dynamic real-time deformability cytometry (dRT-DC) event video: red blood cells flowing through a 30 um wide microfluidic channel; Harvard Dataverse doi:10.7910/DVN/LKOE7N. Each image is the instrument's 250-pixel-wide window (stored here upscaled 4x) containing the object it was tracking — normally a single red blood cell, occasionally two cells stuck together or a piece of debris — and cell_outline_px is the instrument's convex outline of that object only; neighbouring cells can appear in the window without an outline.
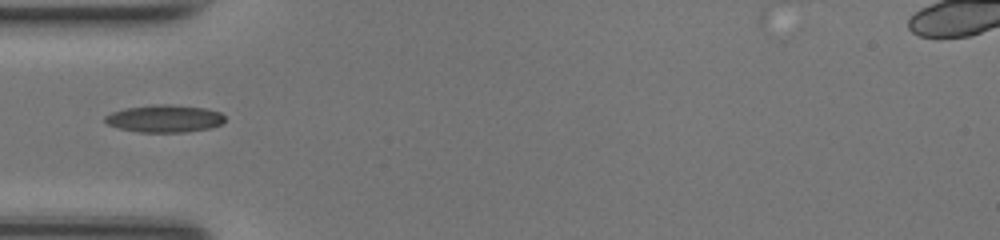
{"species": "common noctule bat (a hibernating species)", "species_latin": "Nyctalus noctula", "temperature_condition": "room temperature", "stored_images_in_passage": 29, "camera_frame_rate_fps": 3000, "um_per_image_px": 0.085, "animal": {"sex": "female", "body_mass_g": 17.0, "forearm_length_mm": 48.0}, "frame": {"image": 1, "passage_image": 1, "time_ms": 0.0, "image_size_px": [1000, 240], "cell_outline_px": [[224, 120], [220, 124], [212, 128], [184, 132], [140, 132], [120, 128], [108, 124], [104, 120], [104, 116], [112, 112], [124, 108], [152, 104], [168, 104], [204, 108], [220, 112], [224, 116]], "centroid_in_image_um": [13.97, 10.07], "position_along_channel_um": 71.0, "area_um2": 19.13}}
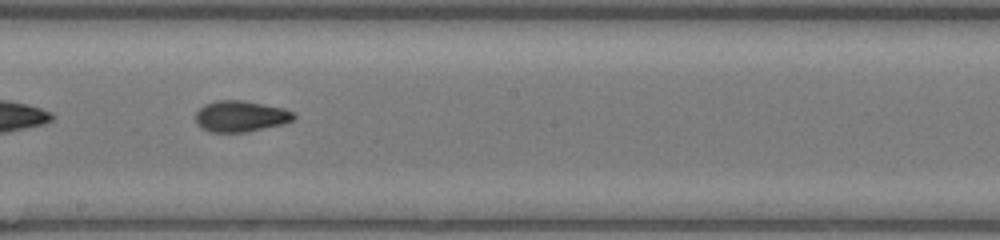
{"frame": {"image": 2, "passage_image": 12, "time_ms": 3.667, "image_size_px": [1000, 240], "cell_outline_px": [[296, 116], [292, 120], [284, 124], [248, 132], [208, 132], [200, 128], [196, 124], [196, 112], [204, 104], [216, 100], [244, 100], [280, 108], [292, 112]], "centroid_in_image_um": [20.4, 9.89], "position_along_channel_um": 227.8, "area_um2": 17.86}}
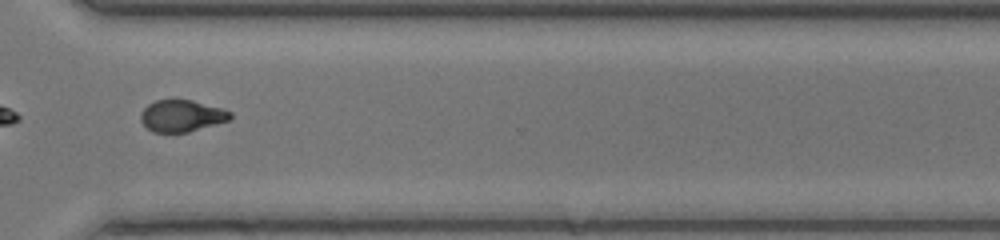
{"frame": {"image": 3, "passage_image": 21, "time_ms": 6.667, "image_size_px": [1000, 240], "cell_outline_px": [[232, 116], [228, 120], [216, 124], [188, 132], [152, 132], [140, 120], [140, 112], [148, 104], [156, 100], [192, 100], [220, 108], [232, 112]], "centroid_in_image_um": [15.42, 9.85], "position_along_channel_um": 355.2, "area_um2": 16.42}}